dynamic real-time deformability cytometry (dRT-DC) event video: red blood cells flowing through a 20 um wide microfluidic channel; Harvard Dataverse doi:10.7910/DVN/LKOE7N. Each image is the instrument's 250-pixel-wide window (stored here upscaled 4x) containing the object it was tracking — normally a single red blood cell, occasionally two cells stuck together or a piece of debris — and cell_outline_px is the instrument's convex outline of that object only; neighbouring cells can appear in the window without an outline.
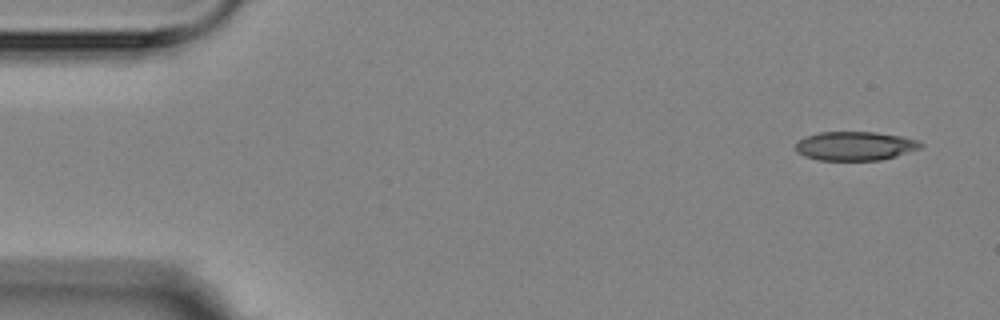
{"species": "Egyptian fruit bat (a non-hibernating species)", "species_latin": "Rousettus aegyptiacus", "temperature_condition": "room temperature", "stored_images_in_passage": 4, "camera_frame_rate_fps": 3000, "um_per_image_px": 0.085, "animal": {"sex": "female"}, "frame": {"image": 1, "passage_image": 1, "time_ms": 0.0, "image_size_px": [1000, 320], "cell_outline_px": [[924, 144], [920, 148], [896, 156], [880, 160], [820, 160], [804, 156], [796, 152], [796, 144], [800, 140], [808, 136], [820, 132], [876, 132], [900, 136], [920, 140]], "centroid_in_image_um": [72.71, 12.41], "position_along_channel_um": 12.3, "area_um2": 20.98}}
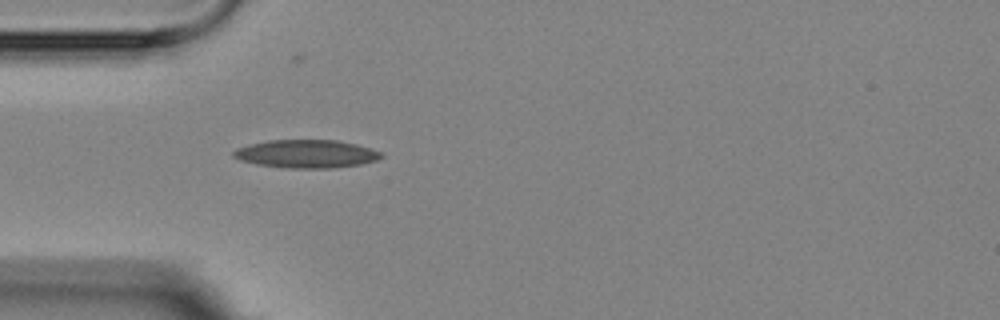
{"frame": {"image": 2, "passage_image": 4, "time_ms": 4.333, "image_size_px": [1000, 320], "cell_outline_px": [[384, 156], [376, 160], [360, 164], [336, 168], [280, 168], [256, 164], [240, 160], [232, 156], [232, 152], [236, 148], [268, 140], [336, 140], [356, 144], [380, 152]], "centroid_in_image_um": [26.01, 13.09], "position_along_channel_um": 59.0, "area_um2": 24.22}}